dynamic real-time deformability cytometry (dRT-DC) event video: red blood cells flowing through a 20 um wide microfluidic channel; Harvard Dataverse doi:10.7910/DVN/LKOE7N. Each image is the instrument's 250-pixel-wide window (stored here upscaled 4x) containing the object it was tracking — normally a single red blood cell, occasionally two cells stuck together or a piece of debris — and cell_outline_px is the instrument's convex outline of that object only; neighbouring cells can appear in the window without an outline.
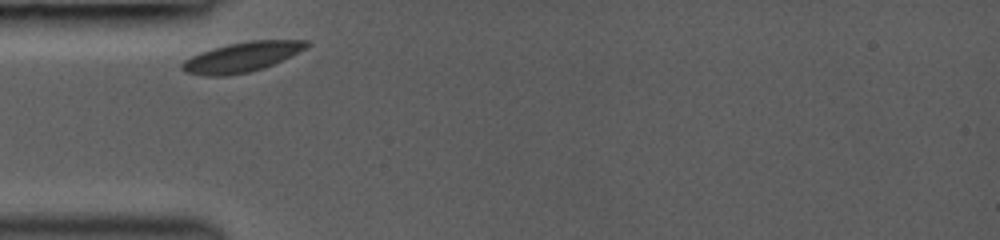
{"species": "common noctule bat (a hibernating species)", "species_latin": "Nyctalus noctula", "temperature_condition": "room temperature", "stored_images_in_passage": 2, "camera_frame_rate_fps": 3000, "um_per_image_px": 0.085, "animal": {"sex": "female", "body_mass_g": 19.0, "forearm_length_mm": 53.3}, "frame": {"image": 1, "passage_image": 1, "time_ms": 0.0, "image_size_px": [1000, 240], "cell_outline_px": [[308, 44], [304, 48], [264, 68], [248, 72], [228, 76], [208, 76], [184, 72], [180, 68], [180, 64], [184, 60], [200, 52], [212, 48], [228, 44], [252, 40], [308, 40]], "centroid_in_image_um": [20.46, 4.86], "position_along_channel_um": 64.5, "area_um2": 21.33}}